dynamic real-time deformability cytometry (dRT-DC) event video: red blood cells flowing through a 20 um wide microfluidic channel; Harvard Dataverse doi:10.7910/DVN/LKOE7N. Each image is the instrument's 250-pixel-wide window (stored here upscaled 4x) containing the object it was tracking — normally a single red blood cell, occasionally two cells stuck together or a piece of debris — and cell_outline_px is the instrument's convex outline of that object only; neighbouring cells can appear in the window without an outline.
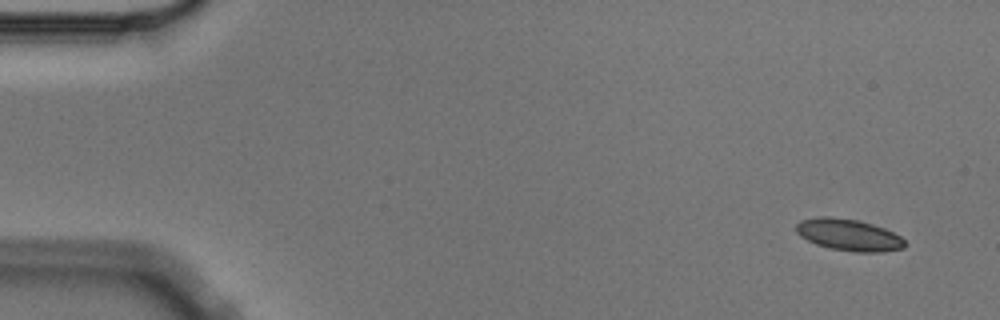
{"species": "Egyptian fruit bat (a non-hibernating species)", "species_latin": "Rousettus aegyptiacus", "temperature_condition": "cold", "stored_images_in_passage": 7, "camera_frame_rate_fps": 3000, "um_per_image_px": 0.085, "animal": {"sex": "male"}, "frame": {"image": 1, "passage_image": 1, "time_ms": 0.0, "image_size_px": [1000, 320], "cell_outline_px": [[908, 244], [904, 248], [880, 252], [852, 252], [828, 248], [816, 244], [800, 236], [796, 232], [796, 224], [800, 220], [816, 216], [828, 216], [856, 220], [872, 224], [884, 228], [900, 236]], "centroid_in_image_um": [72.13, 19.97], "position_along_channel_um": 12.9, "area_um2": 20.23}}
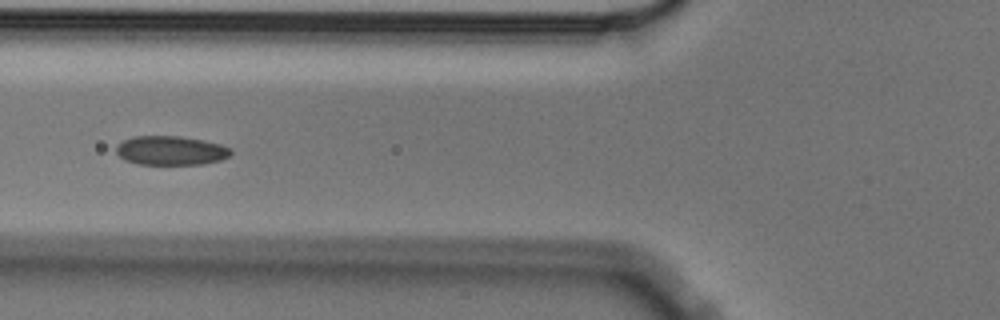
{"frame": {"image": 2, "passage_image": 6, "time_ms": 1.667, "image_size_px": [1000, 320], "cell_outline_px": [[232, 152], [228, 156], [220, 160], [204, 164], [140, 164], [124, 160], [116, 152], [116, 144], [132, 136], [180, 136], [204, 140], [220, 144], [232, 148]], "centroid_in_image_um": [14.52, 12.79], "position_along_channel_um": 111.3, "area_um2": 19.54}}
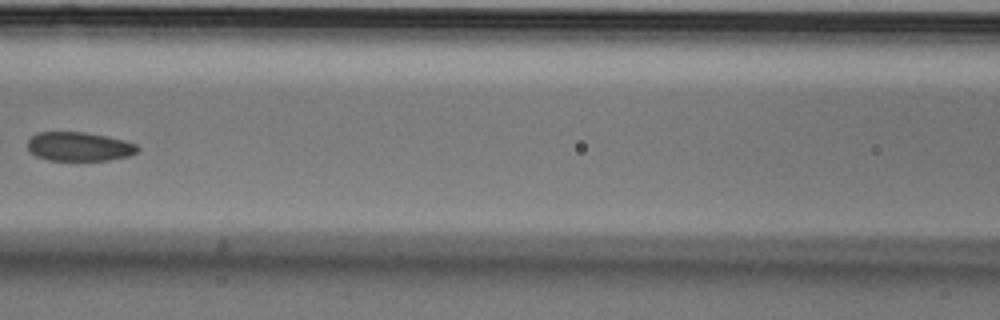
{"frame": {"image": 3, "passage_image": 7, "time_ms": 2.0, "image_size_px": [1000, 320], "cell_outline_px": [[140, 148], [136, 152], [128, 156], [108, 160], [48, 160], [36, 156], [28, 148], [28, 140], [36, 132], [84, 132], [124, 140], [136, 144]], "centroid_in_image_um": [6.72, 12.45], "position_along_channel_um": 159.9, "area_um2": 18.44}}